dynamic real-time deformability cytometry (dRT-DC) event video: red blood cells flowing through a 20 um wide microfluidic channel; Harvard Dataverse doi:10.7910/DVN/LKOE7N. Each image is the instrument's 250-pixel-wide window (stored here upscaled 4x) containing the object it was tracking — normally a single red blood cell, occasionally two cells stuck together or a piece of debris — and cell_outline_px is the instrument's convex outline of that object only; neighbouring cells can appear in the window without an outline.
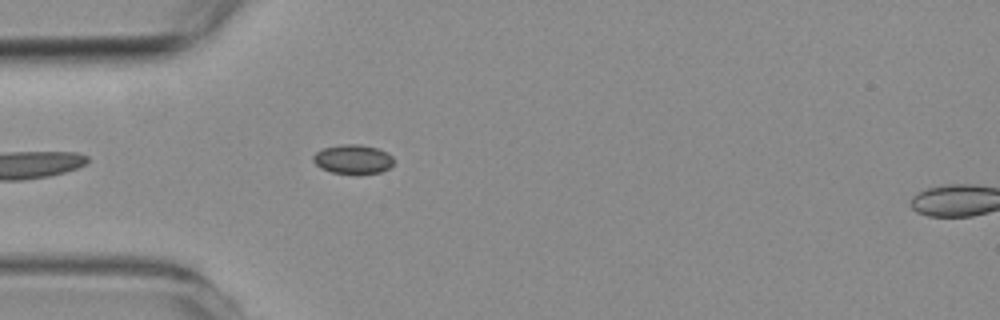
{"species": "common noctule bat (a hibernating species)", "species_latin": "Nyctalus noctula", "temperature_condition": "room temperature", "stored_images_in_passage": 5, "segment_of_instrument_passage": [1, 2], "camera_frame_rate_fps": 3000, "um_per_image_px": 0.085, "animal": {"sex": "female", "body_mass_g": 19.3, "forearm_length_mm": 54.1}, "frame": {"image": 1, "passage_image": 4, "time_ms": 4.333, "image_size_px": [1000, 320], "cell_outline_px": [[392, 164], [388, 168], [380, 172], [332, 172], [320, 168], [312, 160], [312, 156], [316, 152], [324, 148], [340, 144], [360, 144], [376, 148], [388, 152], [392, 156]], "centroid_in_image_um": [29.97, 13.5], "position_along_channel_um": 55.0, "area_um2": 13.35}}